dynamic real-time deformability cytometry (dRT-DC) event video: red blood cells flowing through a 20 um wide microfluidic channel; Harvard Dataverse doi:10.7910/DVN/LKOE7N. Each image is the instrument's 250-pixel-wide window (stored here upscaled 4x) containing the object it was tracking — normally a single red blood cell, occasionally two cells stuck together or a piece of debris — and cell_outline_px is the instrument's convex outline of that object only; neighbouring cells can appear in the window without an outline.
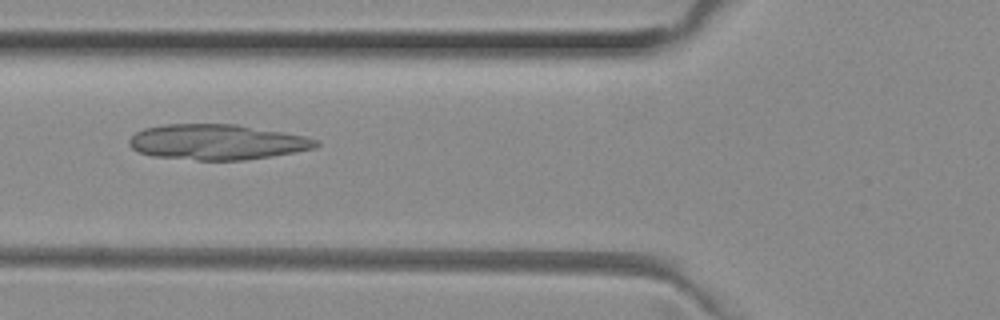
{"species": "common noctule bat (a hibernating species)", "species_latin": "Nyctalus noctula", "temperature_condition": "room temperature", "stored_images_in_passage": 35, "camera_frame_rate_fps": 3000, "um_per_image_px": 0.085, "animal": {"sex": "female", "body_mass_g": 29.2, "forearm_length_mm": 56.3}, "frame": {"image": 1, "passage_image": 8, "time_ms": 2.333, "image_size_px": [1000, 320], "cell_outline_px": [[320, 144], [312, 148], [292, 152], [244, 160], [196, 160], [152, 156], [140, 152], [132, 148], [128, 144], [128, 140], [136, 132], [144, 128], [168, 124], [236, 124], [304, 136], [316, 140]], "centroid_in_image_um": [18.37, 12.07], "position_along_channel_um": 107.4, "area_um2": 38.09}}
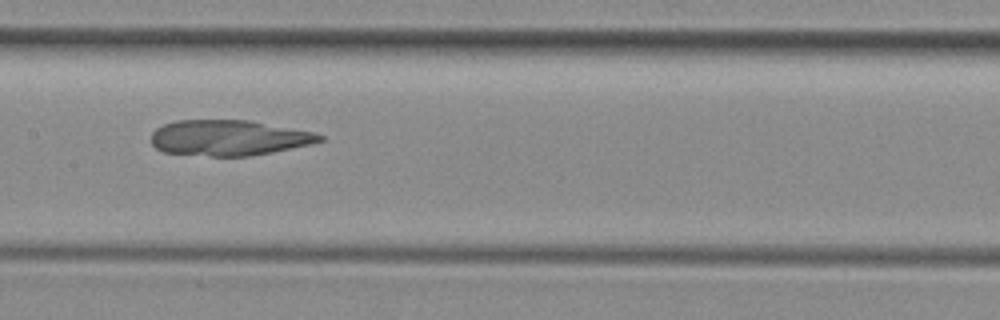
{"frame": {"image": 2, "passage_image": 14, "time_ms": 4.333, "image_size_px": [1000, 320], "cell_outline_px": [[324, 140], [312, 144], [272, 152], [248, 156], [212, 156], [164, 152], [156, 148], [152, 144], [152, 132], [156, 128], [164, 124], [176, 120], [252, 120], [316, 132], [324, 136]], "centroid_in_image_um": [19.49, 11.7], "position_along_channel_um": 187.9, "area_um2": 35.14}}
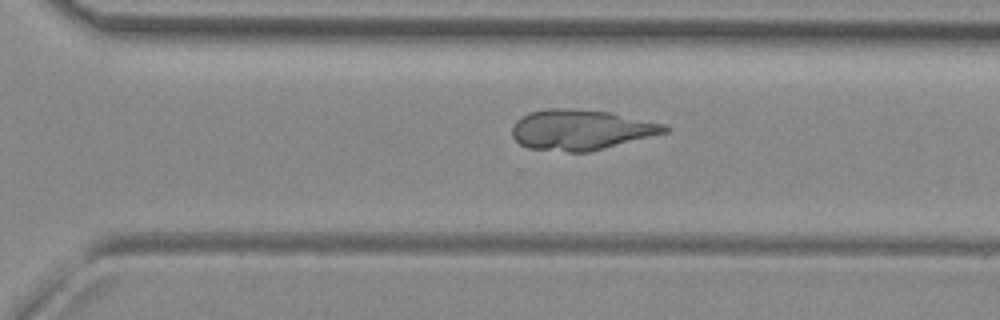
{"frame": {"image": 3, "passage_image": 24, "time_ms": 7.667, "image_size_px": [1000, 320], "cell_outline_px": [[672, 128], [668, 132], [588, 152], [568, 152], [528, 148], [520, 144], [512, 136], [512, 128], [516, 120], [528, 112], [548, 108], [568, 108], [608, 112], [664, 124]], "centroid_in_image_um": [49.35, 11.03], "position_along_channel_um": 321.3, "area_um2": 35.72}}